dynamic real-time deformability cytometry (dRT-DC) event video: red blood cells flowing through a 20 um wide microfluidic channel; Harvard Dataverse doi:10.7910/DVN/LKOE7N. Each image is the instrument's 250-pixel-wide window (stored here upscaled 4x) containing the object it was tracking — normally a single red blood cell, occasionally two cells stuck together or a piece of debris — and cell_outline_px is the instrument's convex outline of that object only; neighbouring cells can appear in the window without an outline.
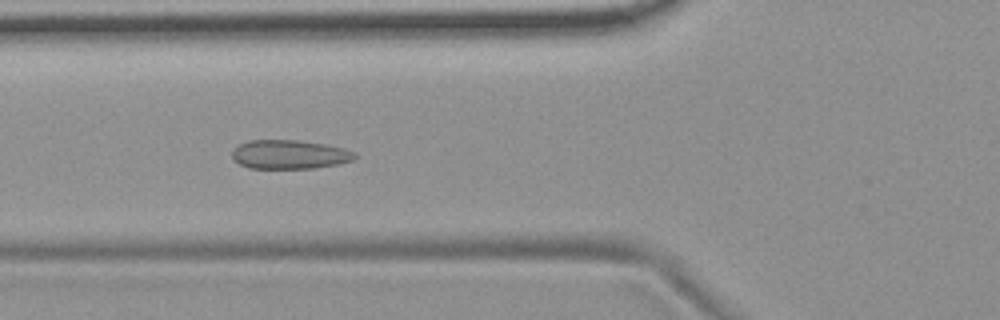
{"species": "common noctule bat (a hibernating species)", "species_latin": "Nyctalus noctula", "temperature_condition": "room temperature", "stored_images_in_passage": 54, "camera_frame_rate_fps": 3000, "um_per_image_px": 0.085, "animal": {"sex": "female", "body_mass_g": 19.9}, "frame": {"image": 1, "passage_image": 20, "time_ms": 6.333, "image_size_px": [1000, 320], "cell_outline_px": [[356, 156], [352, 160], [340, 164], [316, 168], [248, 168], [232, 160], [232, 148], [248, 140], [296, 140], [324, 144], [344, 148], [356, 152]], "centroid_in_image_um": [24.59, 13.13], "position_along_channel_um": 101.2, "area_um2": 20.87}}
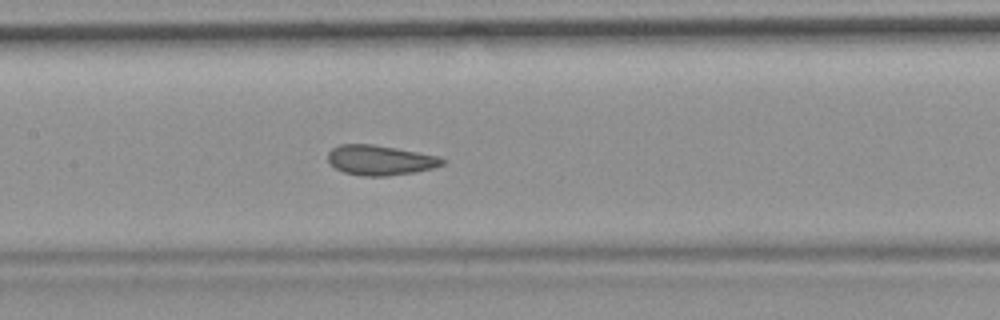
{"frame": {"image": 2, "passage_image": 26, "time_ms": 8.333, "image_size_px": [1000, 320], "cell_outline_px": [[448, 160], [444, 164], [432, 168], [416, 172], [388, 176], [360, 176], [344, 172], [336, 168], [328, 160], [328, 152], [332, 148], [340, 144], [372, 144], [396, 148], [440, 156]], "centroid_in_image_um": [32.34, 13.61], "position_along_channel_um": 175.1, "area_um2": 20.11}}
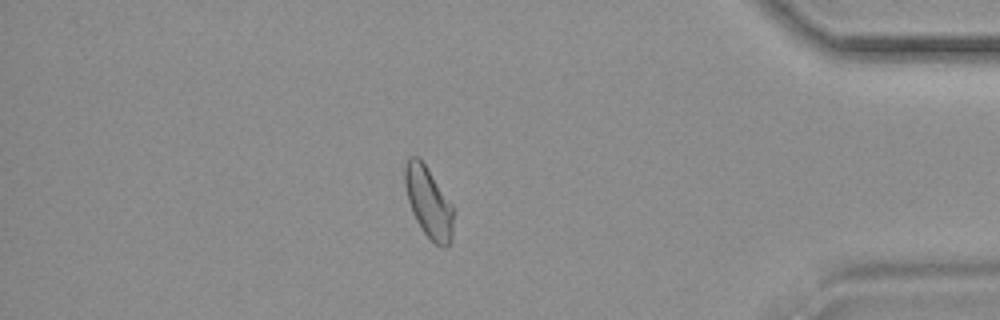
{"frame": {"image": 3, "passage_image": 47, "time_ms": 15.333, "image_size_px": [1000, 320], "cell_outline_px": [[456, 208], [452, 240], [448, 248], [444, 248], [436, 244], [424, 232], [416, 220], [412, 212], [408, 200], [404, 184], [404, 164], [408, 156], [416, 156], [424, 164]], "centroid_in_image_um": [36.47, 17.22], "position_along_channel_um": 398.7, "area_um2": 20.46}, "authors_computed_cell_mechanics": {"area_um2": 20.8369, "velocity_mm_per_s": 3.6852, "shape_relaxation_time_tau1_ms": null, "shape_relaxation_time_tau2_ms": 0.9655, "deformation_change_tau1": null, "deformation_change_tau2": 0.0802}}